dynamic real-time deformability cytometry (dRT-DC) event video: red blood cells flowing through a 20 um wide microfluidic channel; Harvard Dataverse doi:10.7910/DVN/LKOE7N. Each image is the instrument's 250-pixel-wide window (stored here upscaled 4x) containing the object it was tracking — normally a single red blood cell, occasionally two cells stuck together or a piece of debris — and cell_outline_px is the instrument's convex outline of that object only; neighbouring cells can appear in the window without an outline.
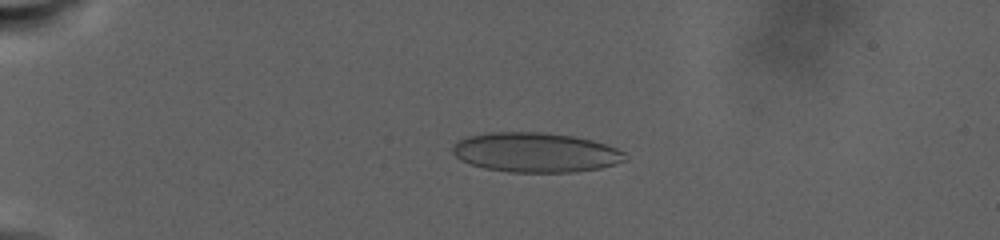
{"species": "human", "species_latin": "Homo sapiens", "temperature_condition": "warm", "stored_images_in_passage": 40, "camera_frame_rate_fps": 3000, "um_per_image_px": 0.085, "donor": {"sex": "male"}, "frame": {"image": 1, "passage_image": 9, "time_ms": 7.333, "image_size_px": [1000, 240], "cell_outline_px": [[628, 160], [616, 164], [600, 168], [572, 172], [508, 172], [484, 168], [468, 164], [460, 160], [452, 152], [452, 144], [456, 140], [468, 136], [488, 132], [540, 132], [576, 136], [592, 140], [616, 148], [624, 152]], "centroid_in_image_um": [45.49, 12.95], "position_along_channel_um": 39.5, "area_um2": 40.23}}
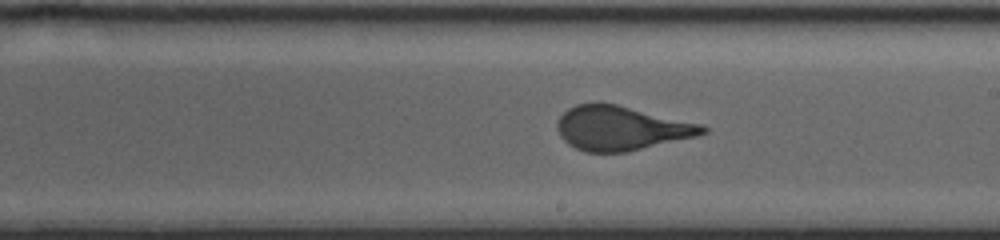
{"frame": {"image": 2, "passage_image": 26, "time_ms": 18.333, "image_size_px": [1000, 240], "cell_outline_px": [[708, 132], [696, 136], [624, 152], [584, 152], [568, 144], [560, 136], [556, 128], [556, 120], [568, 108], [576, 104], [600, 100], [704, 124], [708, 128]], "centroid_in_image_um": [52.76, 10.86], "position_along_channel_um": 236.2, "area_um2": 37.97}}
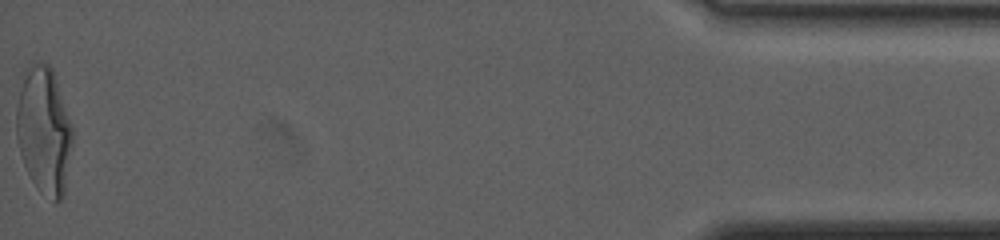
{"frame": {"image": 3, "passage_image": 40, "time_ms": 30.0, "image_size_px": [1000, 240], "cell_outline_px": [[72, 144], [64, 196], [60, 200], [52, 200], [40, 192], [36, 188], [24, 164], [20, 152], [16, 136], [16, 108], [24, 68], [40, 60], [48, 64], [52, 68], [72, 124]], "centroid_in_image_um": [3.73, 11.07], "position_along_channel_um": 431.5, "area_um2": 41.73}, "authors_computed_cell_mechanics": {"area_um2": 38.2347, "velocity_mm_per_s": 2.3601, "shape_relaxation_time_tau1_ms": 9.1328, "shape_relaxation_time_tau2_ms": null, "deformation_change_tau1": 0.2258, "deformation_change_tau2": null}}